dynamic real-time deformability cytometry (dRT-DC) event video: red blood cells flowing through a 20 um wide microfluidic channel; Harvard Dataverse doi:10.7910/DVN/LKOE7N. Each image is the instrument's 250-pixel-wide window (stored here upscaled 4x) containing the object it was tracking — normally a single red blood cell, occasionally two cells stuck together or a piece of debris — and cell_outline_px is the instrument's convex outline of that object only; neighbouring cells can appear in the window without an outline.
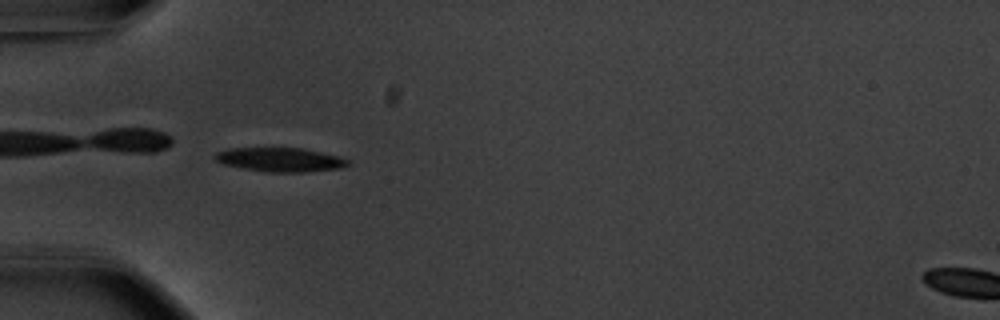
{"species": "common noctule bat (a hibernating species)", "species_latin": "Nyctalus noctula", "temperature_condition": "warm", "stored_images_in_passage": 38, "camera_frame_rate_fps": 3000, "um_per_image_px": 0.085, "animal": {"sex": "male", "body_mass_g": 20.1, "forearm_length_mm": 53.5}, "frame": {"image": 1, "passage_image": 1, "time_ms": 0.0, "image_size_px": [1000, 320], "cell_outline_px": [[352, 164], [340, 168], [304, 172], [264, 172], [224, 164], [212, 160], [212, 156], [216, 152], [228, 148], [304, 148], [340, 156], [352, 160]], "centroid_in_image_um": [23.83, 13.56], "position_along_channel_um": 61.2, "area_um2": 18.96}}
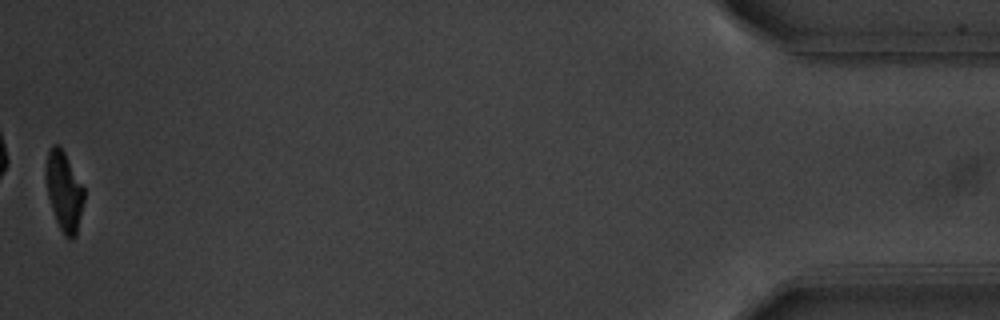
{"frame": {"image": 2, "passage_image": 38, "time_ms": 12.333, "image_size_px": [1000, 320], "cell_outline_px": [[84, 200], [76, 236], [72, 240], [64, 236], [56, 220], [48, 196], [48, 152], [52, 144], [56, 144], [64, 152], [84, 188]], "centroid_in_image_um": [5.49, 16.33], "position_along_channel_um": 429.7, "area_um2": 16.88}, "authors_computed_cell_mechanics": {"area_um2": 19.074, "velocity_mm_per_s": 3.7111, "shape_relaxation_time_tau1_ms": 2.52, "shape_relaxation_time_tau2_ms": 4.5565, "deformation_change_tau1": 0.1649, "deformation_change_tau2": 0.0862}}